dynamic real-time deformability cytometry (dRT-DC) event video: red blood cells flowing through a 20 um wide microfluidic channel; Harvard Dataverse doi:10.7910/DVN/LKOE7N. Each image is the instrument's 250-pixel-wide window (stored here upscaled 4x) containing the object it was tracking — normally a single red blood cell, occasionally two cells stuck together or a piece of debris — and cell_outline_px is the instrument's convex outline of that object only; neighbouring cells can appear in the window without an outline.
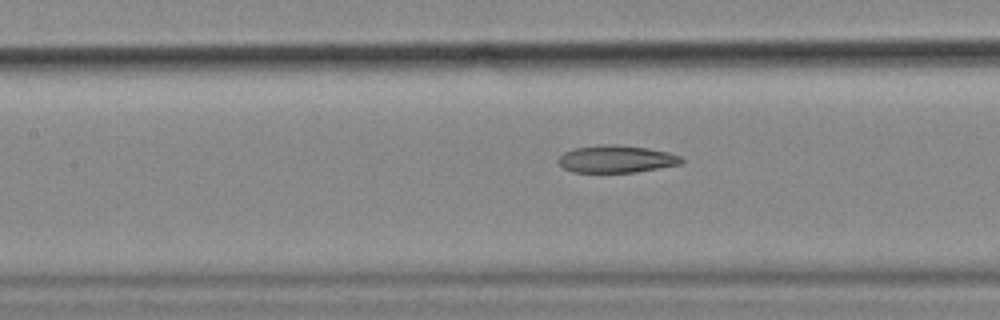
{"species": "common noctule bat (a hibernating species)", "species_latin": "Nyctalus noctula", "temperature_condition": "cold", "stored_images_in_passage": 56, "camera_frame_rate_fps": 3000, "um_per_image_px": 0.085, "animal": {"sex": "female", "body_mass_g": 18.4}, "frame": {"image": 1, "passage_image": 25, "time_ms": 8.0, "image_size_px": [1000, 320], "cell_outline_px": [[684, 160], [680, 164], [660, 168], [636, 172], [572, 172], [564, 168], [556, 160], [564, 152], [576, 148], [608, 144], [616, 144], [648, 148], [668, 152], [680, 156]], "centroid_in_image_um": [52.4, 13.52], "position_along_channel_um": 155.0, "area_um2": 19.54}, "authors_computed_cell_mechanics": {"area_um2": 21.4438, "velocity_mm_per_s": 3.5976, "shape_relaxation_time_tau1_ms": null, "shape_relaxation_time_tau2_ms": 4.0146, "deformation_change_tau1": null, "deformation_change_tau2": 0.1223}}